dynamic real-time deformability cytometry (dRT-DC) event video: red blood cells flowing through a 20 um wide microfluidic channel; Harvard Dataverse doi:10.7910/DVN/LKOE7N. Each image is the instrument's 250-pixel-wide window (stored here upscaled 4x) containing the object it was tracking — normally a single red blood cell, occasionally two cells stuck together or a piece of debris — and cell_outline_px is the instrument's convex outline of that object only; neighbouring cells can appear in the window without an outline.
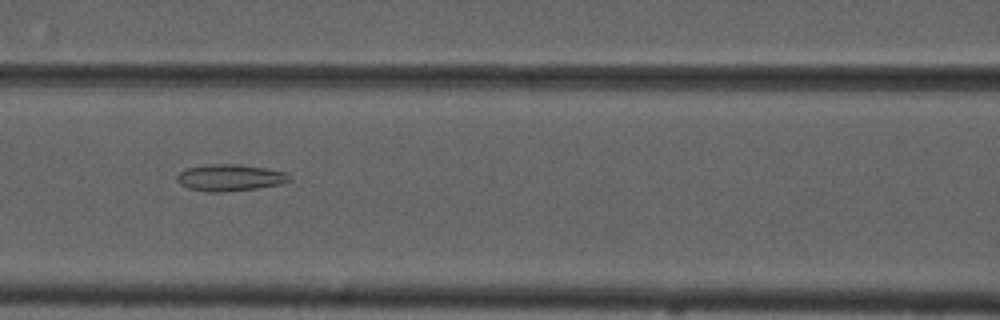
{"species": "common noctule bat (a hibernating species)", "species_latin": "Nyctalus noctula", "temperature_condition": "cold", "stored_images_in_passage": 52, "camera_frame_rate_fps": 3000, "um_per_image_px": 0.085, "animal": {"sex": "male", "forearm_length_mm": 52.5}, "frame": {"image": 1, "passage_image": 21, "time_ms": 6.667, "image_size_px": [1000, 320], "cell_outline_px": [[292, 180], [280, 184], [256, 188], [224, 192], [208, 192], [188, 188], [180, 184], [176, 180], [176, 176], [184, 168], [208, 164], [240, 164], [268, 168], [284, 172], [292, 176]], "centroid_in_image_um": [19.54, 15.09], "position_along_channel_um": 147.1, "area_um2": 17.69}}
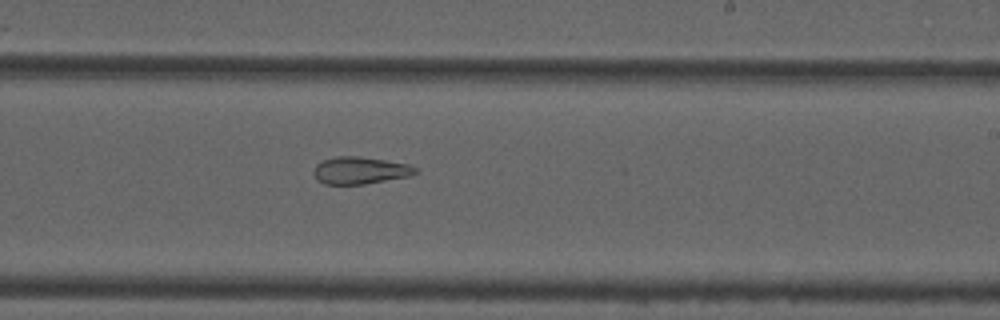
{"frame": {"image": 2, "passage_image": 30, "time_ms": 9.667, "image_size_px": [1000, 320], "cell_outline_px": [[420, 172], [412, 176], [364, 184], [324, 184], [316, 180], [316, 164], [324, 160], [336, 156], [360, 156], [408, 164], [420, 168]], "centroid_in_image_um": [30.7, 14.49], "position_along_channel_um": 258.3, "area_um2": 16.18}}
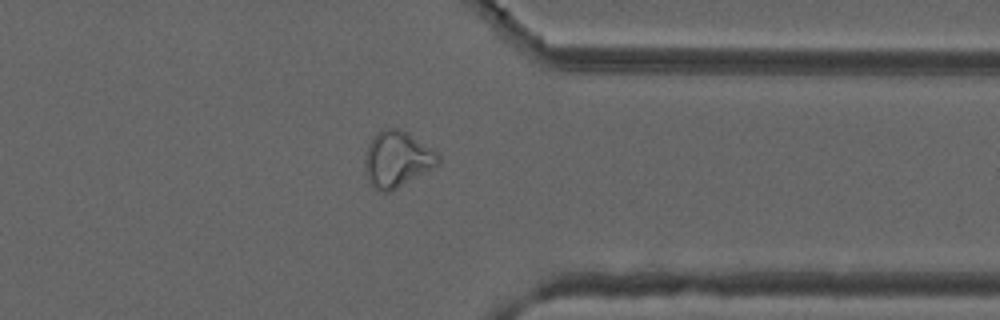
{"frame": {"image": 3, "passage_image": 40, "time_ms": 13.0, "image_size_px": [1000, 320], "cell_outline_px": [[440, 164], [392, 192], [380, 192], [372, 188], [364, 172], [364, 152], [372, 136], [376, 132], [384, 128], [400, 128], [408, 132], [440, 152]], "centroid_in_image_um": [33.75, 13.53], "position_along_channel_um": 377.7, "area_um2": 24.91}, "authors_computed_cell_mechanics": {"area_um2": 22.7154, "velocity_mm_per_s": 3.7237, "shape_relaxation_time_tau1_ms": null, "shape_relaxation_time_tau2_ms": 2.6214, "deformation_change_tau1": null, "deformation_change_tau2": 0.114}}